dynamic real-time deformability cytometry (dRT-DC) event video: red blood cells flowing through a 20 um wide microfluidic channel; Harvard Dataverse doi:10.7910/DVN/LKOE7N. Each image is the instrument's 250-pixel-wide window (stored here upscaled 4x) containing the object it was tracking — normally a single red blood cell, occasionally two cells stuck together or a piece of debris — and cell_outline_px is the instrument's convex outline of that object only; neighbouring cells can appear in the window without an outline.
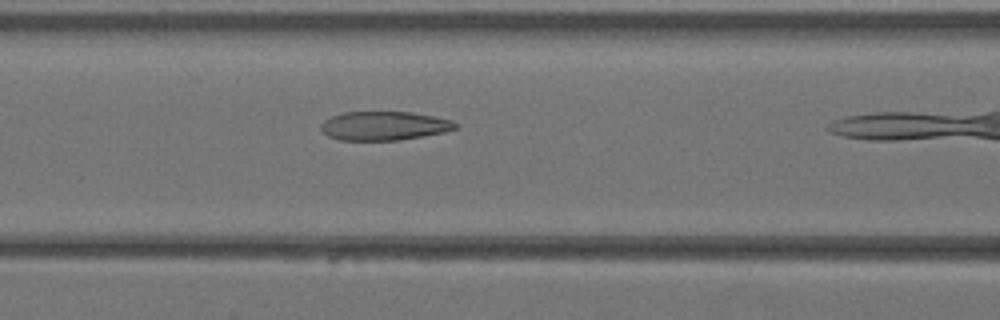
{"species": "Egyptian fruit bat (a non-hibernating species)", "species_latin": "Rousettus aegyptiacus", "temperature_condition": "warm", "stored_images_in_passage": 26, "camera_frame_rate_fps": 3000, "um_per_image_px": 0.085, "animal": {"sex": "female"}, "frame": {"image": 1, "passage_image": 10, "time_ms": 3.0, "image_size_px": [1000, 320], "cell_outline_px": [[460, 128], [444, 132], [400, 140], [340, 140], [328, 136], [320, 128], [320, 124], [324, 120], [332, 116], [344, 112], [412, 112], [452, 120], [460, 124]], "centroid_in_image_um": [32.68, 10.69], "position_along_channel_um": 133.9, "area_um2": 22.72}}
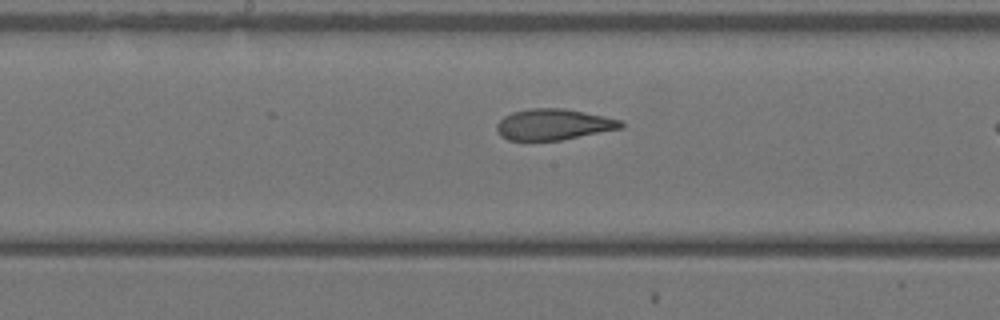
{"frame": {"image": 2, "passage_image": 14, "time_ms": 4.333, "image_size_px": [1000, 320], "cell_outline_px": [[624, 128], [560, 140], [508, 140], [500, 136], [496, 132], [496, 124], [504, 116], [512, 112], [532, 108], [564, 108], [584, 112], [620, 120], [624, 124]], "centroid_in_image_um": [47.02, 10.58], "position_along_channel_um": 201.2, "area_um2": 22.43}}
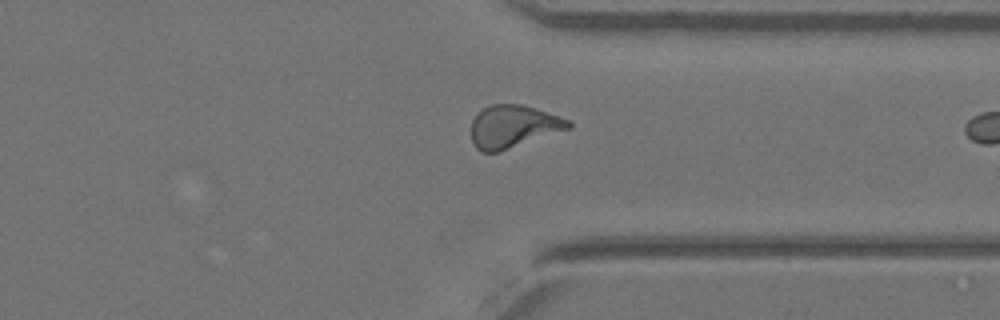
{"frame": {"image": 3, "passage_image": 24, "time_ms": 7.667, "image_size_px": [1000, 320], "cell_outline_px": [[572, 128], [496, 152], [480, 152], [472, 144], [472, 120], [476, 112], [492, 104], [524, 104], [572, 120]], "centroid_in_image_um": [43.63, 10.73], "position_along_channel_um": 367.8, "area_um2": 24.28}}